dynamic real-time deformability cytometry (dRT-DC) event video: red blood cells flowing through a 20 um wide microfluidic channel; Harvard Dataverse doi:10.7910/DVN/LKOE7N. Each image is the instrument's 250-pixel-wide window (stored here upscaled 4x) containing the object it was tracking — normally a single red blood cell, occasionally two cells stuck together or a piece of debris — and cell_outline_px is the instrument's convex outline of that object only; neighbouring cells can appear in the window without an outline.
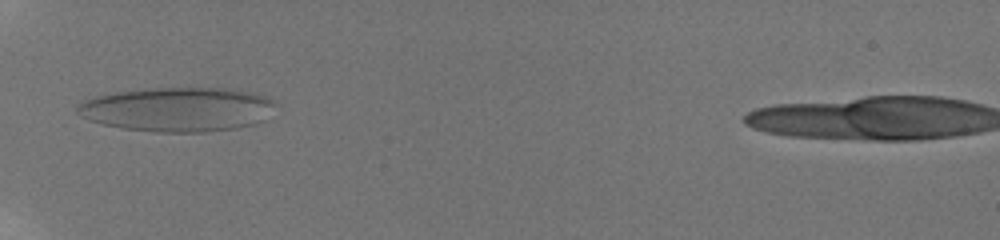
{"species": "human", "species_latin": "Homo sapiens", "temperature_condition": "room temperature", "stored_images_in_passage": 14, "camera_frame_rate_fps": 3000, "um_per_image_px": 0.085, "donor": {"sex": "male"}, "frame": {"image": 1, "passage_image": 1, "time_ms": 0.0, "image_size_px": [1000, 240], "cell_outline_px": [[272, 104], [268, 120], [236, 128], [208, 132], [156, 132], [124, 128], [100, 124], [88, 120], [80, 116], [76, 112], [76, 104], [84, 100], [96, 96], [116, 92], [148, 88], [236, 88], [268, 96], [272, 100]], "centroid_in_image_um": [15.08, 9.29], "position_along_channel_um": 69.9, "area_um2": 51.56}}
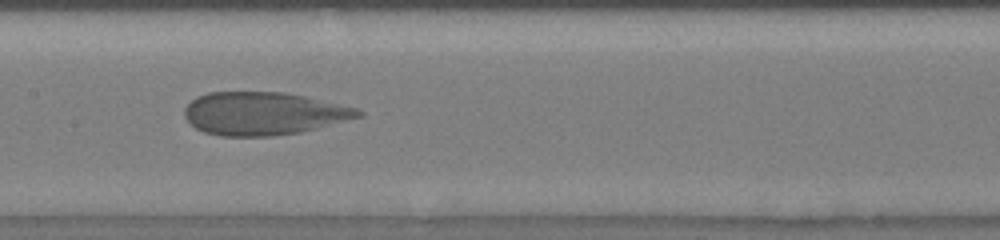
{"frame": {"image": 2, "passage_image": 10, "time_ms": 3.333, "image_size_px": [1000, 240], "cell_outline_px": [[364, 116], [300, 132], [272, 136], [220, 136], [204, 132], [196, 128], [184, 116], [184, 108], [196, 96], [208, 92], [284, 92], [304, 96], [360, 108], [364, 112]], "centroid_in_image_um": [22.42, 9.64], "position_along_channel_um": 185.0, "area_um2": 43.58}}